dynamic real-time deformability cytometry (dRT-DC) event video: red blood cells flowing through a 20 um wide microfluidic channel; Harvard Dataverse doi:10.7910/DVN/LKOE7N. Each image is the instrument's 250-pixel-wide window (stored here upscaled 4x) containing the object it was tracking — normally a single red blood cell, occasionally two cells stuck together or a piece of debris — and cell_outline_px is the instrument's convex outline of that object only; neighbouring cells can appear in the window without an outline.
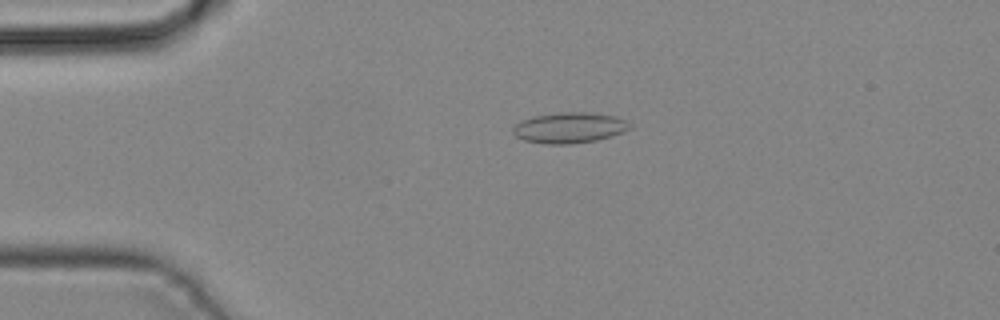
{"species": "common noctule bat (a hibernating species)", "species_latin": "Nyctalus noctula", "temperature_condition": "cold", "stored_images_in_passage": 43, "camera_frame_rate_fps": 3000, "um_per_image_px": 0.085, "animal": {"sex": "male", "body_mass_g": 19.2, "forearm_length_mm": 51.8}, "frame": {"image": 1, "passage_image": 10, "time_ms": 3.0, "image_size_px": [1000, 320], "cell_outline_px": [[632, 128], [596, 140], [572, 144], [544, 144], [524, 140], [516, 136], [512, 132], [512, 128], [516, 124], [532, 116], [564, 112], [588, 112], [616, 116], [632, 124]], "centroid_in_image_um": [48.38, 10.86], "position_along_channel_um": 36.6, "area_um2": 20.75}}
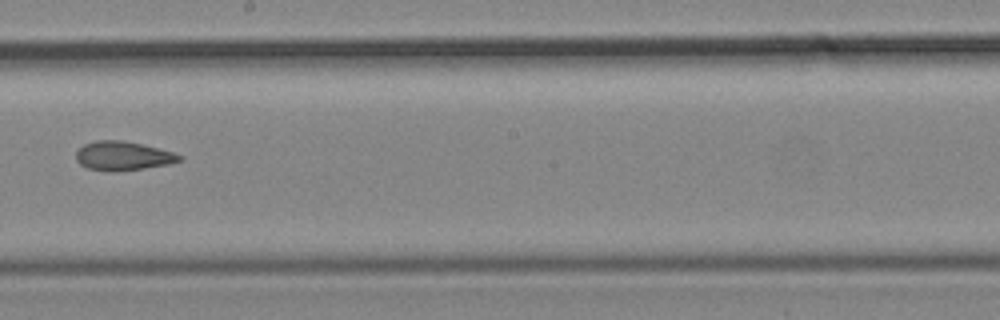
{"frame": {"image": 2, "passage_image": 25, "time_ms": 8.0, "image_size_px": [1000, 320], "cell_outline_px": [[184, 160], [168, 164], [144, 168], [112, 172], [108, 172], [88, 168], [80, 164], [76, 160], [76, 152], [84, 144], [96, 140], [124, 140], [172, 152], [184, 156]], "centroid_in_image_um": [10.44, 13.26], "position_along_channel_um": 237.8, "area_um2": 17.46}}
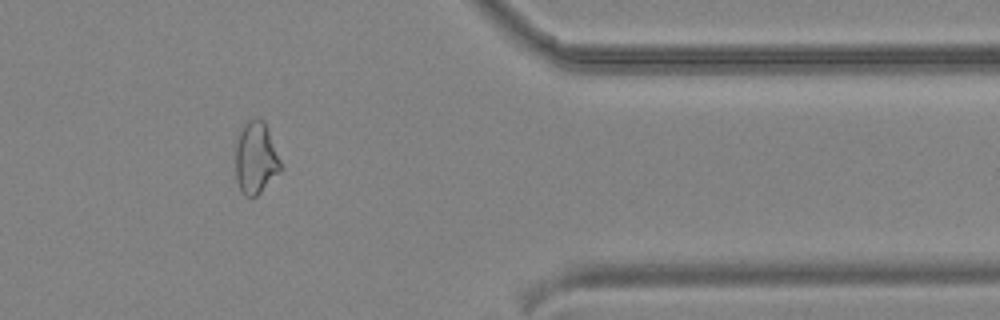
{"frame": {"image": 3, "passage_image": 36, "time_ms": 11.667, "image_size_px": [1000, 320], "cell_outline_px": [[284, 168], [256, 196], [244, 196], [236, 180], [236, 136], [240, 128], [248, 120], [264, 120], [268, 128]], "centroid_in_image_um": [21.75, 13.42], "position_along_channel_um": 389.6, "area_um2": 19.13}}